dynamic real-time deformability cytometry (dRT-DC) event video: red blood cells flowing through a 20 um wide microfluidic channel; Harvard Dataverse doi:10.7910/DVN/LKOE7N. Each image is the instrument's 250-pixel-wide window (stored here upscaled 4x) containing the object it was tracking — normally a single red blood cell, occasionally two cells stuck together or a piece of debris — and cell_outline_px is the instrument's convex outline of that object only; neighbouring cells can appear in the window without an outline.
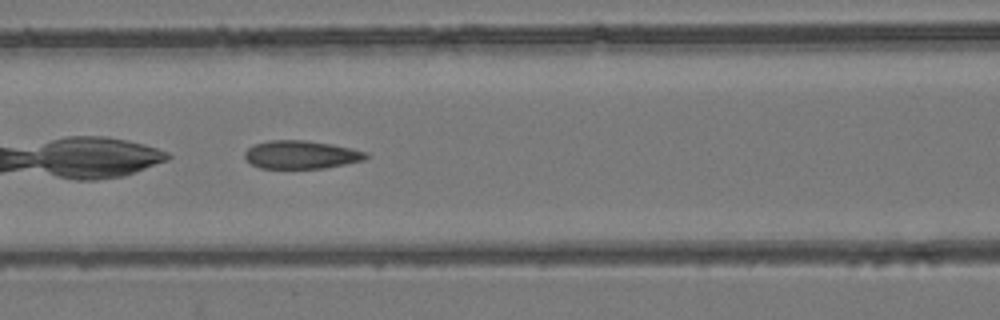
{"species": "common noctule bat (a hibernating species)", "species_latin": "Nyctalus noctula", "temperature_condition": "room temperature", "stored_images_in_passage": 35, "camera_frame_rate_fps": 3000, "um_per_image_px": 0.085, "animal": {"sex": "female", "body_mass_g": 24.6, "forearm_length_mm": 56.2}, "frame": {"image": 1, "passage_image": 6, "time_ms": 1.667, "image_size_px": [1000, 320], "cell_outline_px": [[368, 156], [364, 160], [324, 168], [260, 168], [252, 164], [244, 156], [244, 152], [248, 148], [256, 144], [268, 140], [304, 140], [332, 144], [352, 148], [368, 152]], "centroid_in_image_um": [25.61, 13.14], "position_along_channel_um": 141.0, "area_um2": 19.83}}
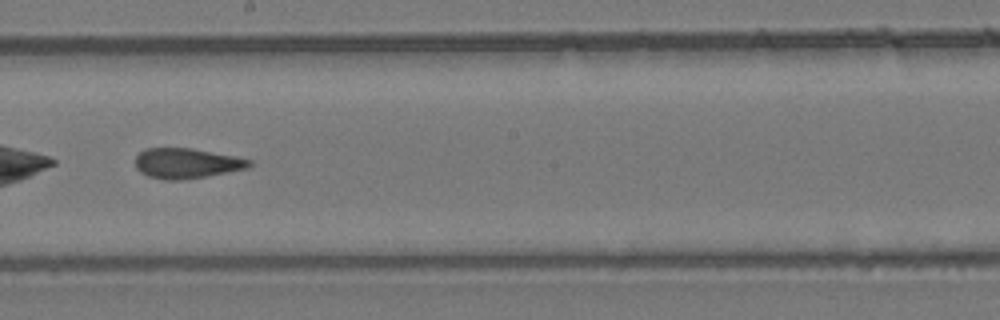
{"frame": {"image": 2, "passage_image": 13, "time_ms": 4.0, "image_size_px": [1000, 320], "cell_outline_px": [[252, 164], [248, 168], [204, 176], [180, 180], [164, 180], [148, 176], [140, 172], [136, 168], [136, 156], [144, 148], [192, 148], [236, 156], [252, 160]], "centroid_in_image_um": [15.85, 13.87], "position_along_channel_um": 232.4, "area_um2": 20.0}}
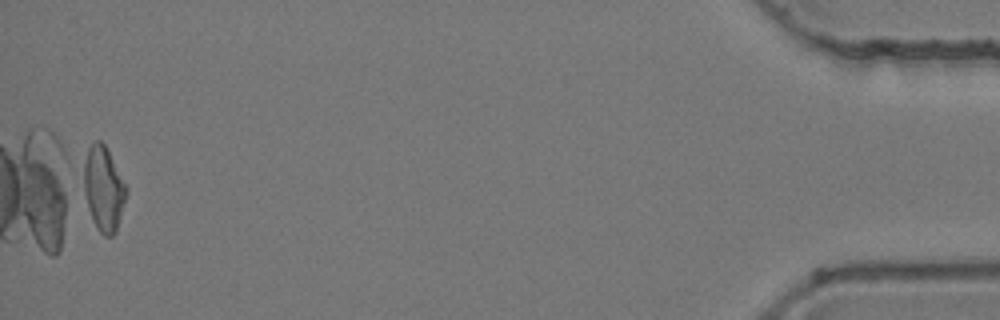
{"frame": {"image": 3, "passage_image": 35, "time_ms": 11.333, "image_size_px": [1000, 320], "cell_outline_px": [[128, 192], [116, 232], [112, 236], [104, 236], [96, 228], [80, 192], [80, 160], [88, 148], [96, 140], [100, 140], [108, 148], [128, 188]], "centroid_in_image_um": [8.71, 15.98], "position_along_channel_um": 426.5, "area_um2": 22.6}}